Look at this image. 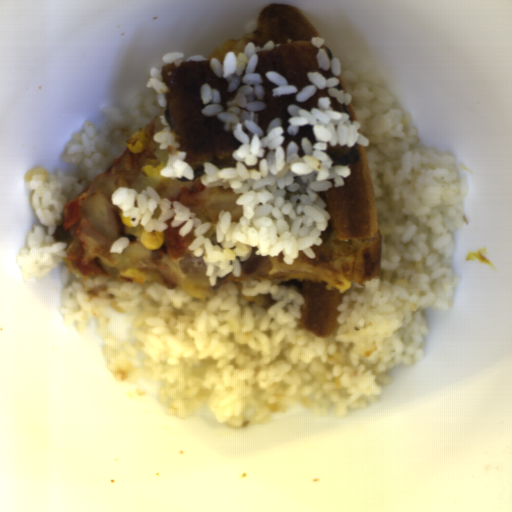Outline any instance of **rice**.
I'll use <instances>...</instances> for the list:
<instances>
[{
  "instance_id": "1",
  "label": "rice",
  "mask_w": 512,
  "mask_h": 512,
  "mask_svg": "<svg viewBox=\"0 0 512 512\" xmlns=\"http://www.w3.org/2000/svg\"><path fill=\"white\" fill-rule=\"evenodd\" d=\"M317 66L335 75L327 79L321 71H307L311 82L299 92L280 72L269 69L266 78L277 85L275 98L294 94L305 103L318 91L310 110L293 103L285 130L281 116L264 129L259 114L268 107L264 77L256 71L258 51H271L282 43L266 41L261 47L248 41L243 51L229 50L223 60L204 54L184 58L181 51L166 53L164 63L209 61L218 79L228 82L227 93H235L221 105L218 88L202 82L199 92L204 117L217 118L222 129L240 142L231 157L235 167L218 169L204 161L199 180L205 188H232L240 195L239 222L232 213L218 212L214 245L204 234L212 227L196 212L177 200L161 198L155 188L140 192L116 186L111 202L129 218L131 227L141 225L147 233L178 228L186 237L193 258H202L209 287L233 273L242 275V262L252 248L254 256L278 257L293 265L303 252L316 259L313 245H322L321 233L331 219L326 200L319 193L345 186L351 173L347 165L333 163L326 151L356 144L365 148L378 230L382 236L380 275L364 279L363 287L352 282L342 292L333 331L318 338L302 328L299 305H304L302 283L295 278L275 283L270 279L241 283L224 282L210 297L197 299L180 287L167 289L157 282H123L102 275L86 276L66 257V241L53 234L62 225L64 205L109 168L127 148L129 137L144 129L163 109L165 92L162 71L149 69L150 78L126 111L105 106V124L85 120L64 144L60 159L75 164L68 174L54 168L27 169L24 181L30 192L28 204L42 226L29 231L27 247L16 262L22 281L40 280L60 263L59 307L63 326L75 323L85 332L91 318L104 341L103 361L118 383L149 384L162 381L157 403L169 399L168 416L186 418L207 402L217 424L234 428L268 424L270 414H284L287 407L301 404L314 417L330 409L337 419L348 409L368 408L379 401L384 388L395 379L389 372L425 359L431 330L423 313L427 308L451 309L461 274L455 273V231L463 228V200L470 187L460 177L456 153L433 147H415L419 127L405 112L387 73L378 65L348 55L329 58L323 36H313ZM184 58V59H183ZM330 97L342 105L352 103L358 120L348 121L347 112H334ZM309 125L316 143L301 137L304 156L295 140L286 149L287 131L298 136ZM327 179H333V184ZM47 227V234L44 227Z\"/></svg>"
},
{
  "instance_id": "2",
  "label": "rice",
  "mask_w": 512,
  "mask_h": 512,
  "mask_svg": "<svg viewBox=\"0 0 512 512\" xmlns=\"http://www.w3.org/2000/svg\"><path fill=\"white\" fill-rule=\"evenodd\" d=\"M159 120L164 129L154 133L153 142L158 143L160 151H166L167 161L164 168L160 169V175L166 179H182L186 181L194 180L196 174L191 164L184 162L188 152L180 150L181 144L174 128L166 119V114L159 115Z\"/></svg>"
}]
</instances>
